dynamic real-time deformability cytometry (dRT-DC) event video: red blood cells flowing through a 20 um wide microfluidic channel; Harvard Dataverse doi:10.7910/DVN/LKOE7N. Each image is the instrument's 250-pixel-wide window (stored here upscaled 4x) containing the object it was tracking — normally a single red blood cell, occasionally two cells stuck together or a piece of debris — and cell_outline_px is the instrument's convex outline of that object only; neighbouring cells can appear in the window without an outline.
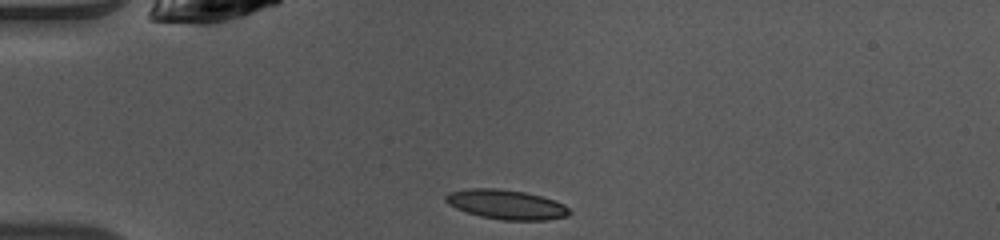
{"species": "common noctule bat (a hibernating species)", "species_latin": "Nyctalus noctula", "temperature_condition": "warm", "stored_images_in_passage": 37, "camera_frame_rate_fps": 3000, "um_per_image_px": 0.085, "animal": {"sex": "female", "body_mass_g": 10.0, "forearm_length_mm": 53.1}, "frame": {"image": 1, "passage_image": 1, "time_ms": 0.0, "image_size_px": [1000, 240], "cell_outline_px": [[572, 212], [568, 216], [548, 220], [504, 220], [480, 216], [456, 208], [448, 204], [444, 200], [444, 196], [448, 192], [472, 188], [496, 188], [524, 192], [540, 196], [564, 204]], "centroid_in_image_um": [43.03, 17.38], "position_along_channel_um": 42.0, "area_um2": 21.21}}
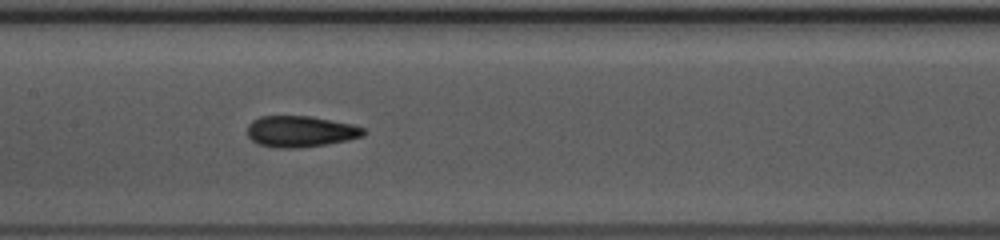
{"frame": {"image": 2, "passage_image": 13, "time_ms": 4.0, "image_size_px": [1000, 240], "cell_outline_px": [[368, 132], [364, 136], [348, 140], [324, 144], [296, 148], [276, 148], [256, 144], [248, 136], [248, 124], [252, 120], [260, 116], [312, 116], [352, 124], [364, 128]], "centroid_in_image_um": [25.54, 11.17], "position_along_channel_um": 181.9, "area_um2": 21.27}}
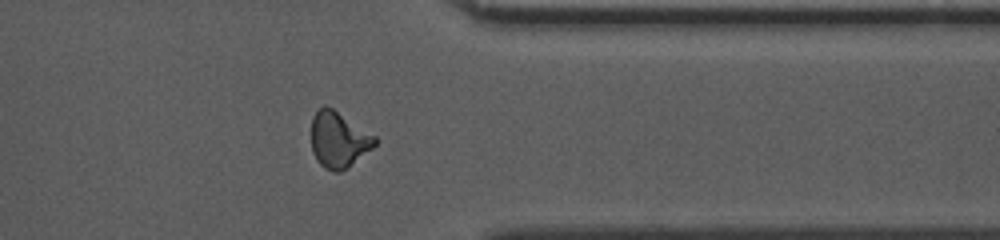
{"frame": {"image": 3, "passage_image": 28, "time_ms": 9.0, "image_size_px": [1000, 240], "cell_outline_px": [[376, 144], [372, 148], [340, 172], [332, 172], [324, 168], [316, 160], [312, 152], [312, 116], [324, 104], [332, 108], [376, 136]], "centroid_in_image_um": [28.76, 11.87], "position_along_channel_um": 382.6, "area_um2": 20.52}, "authors_computed_cell_mechanics": {"area_um2": 20.4034, "velocity_mm_per_s": 4.1183, "shape_relaxation_time_tau1_ms": 7.1142, "shape_relaxation_time_tau2_ms": 1.7555, "deformation_change_tau1": 0.1719, "deformation_change_tau2": 0.0745}}